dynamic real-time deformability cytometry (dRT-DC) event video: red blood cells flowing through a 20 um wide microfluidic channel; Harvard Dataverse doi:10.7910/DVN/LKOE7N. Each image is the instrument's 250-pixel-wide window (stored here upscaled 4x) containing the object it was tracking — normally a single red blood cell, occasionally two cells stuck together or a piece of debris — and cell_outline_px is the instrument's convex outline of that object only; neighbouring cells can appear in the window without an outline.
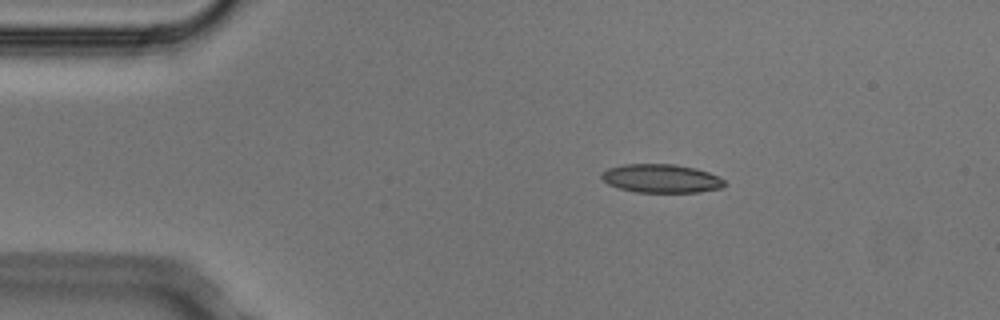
{"species": "Egyptian fruit bat (a non-hibernating species)", "species_latin": "Rousettus aegyptiacus", "temperature_condition": "cold", "stored_images_in_passage": 4, "segment_of_instrument_passage": [1, 2], "camera_frame_rate_fps": 3000, "um_per_image_px": 0.085, "animal": {"sex": "male"}, "frame": {"image": 1, "passage_image": 2, "time_ms": 0.333, "image_size_px": [1000, 320], "cell_outline_px": [[728, 184], [720, 188], [700, 192], [636, 192], [620, 188], [608, 184], [600, 176], [608, 168], [624, 164], [676, 164], [696, 168], [708, 172], [724, 180]], "centroid_in_image_um": [56.23, 15.17], "position_along_channel_um": 28.8, "area_um2": 20.4}}